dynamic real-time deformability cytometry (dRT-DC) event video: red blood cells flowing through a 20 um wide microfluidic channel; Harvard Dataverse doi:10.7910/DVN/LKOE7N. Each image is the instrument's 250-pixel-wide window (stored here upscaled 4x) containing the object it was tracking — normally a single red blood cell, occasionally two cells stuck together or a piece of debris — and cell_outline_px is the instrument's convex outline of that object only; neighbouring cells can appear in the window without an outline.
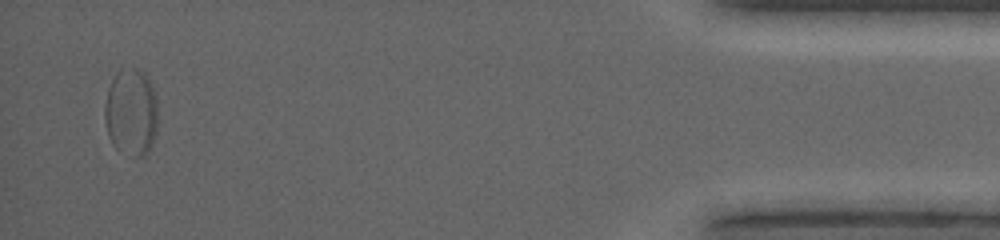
{"species": "common noctule bat (a hibernating species)", "species_latin": "Nyctalus noctula", "temperature_condition": "warm", "stored_images_in_passage": 58, "segment_of_instrument_passage": [2, 2], "camera_frame_rate_fps": 5000, "um_per_image_px": 0.085, "animal": {"sex": "female", "body_mass_g": 19.0, "forearm_length_mm": 53.3}, "frame": {"image": 1, "passage_image": 54, "time_ms": 9.0, "image_size_px": [1000, 240], "cell_outline_px": [[156, 132], [152, 144], [148, 152], [144, 156], [136, 156], [136, 72], [144, 72], [152, 88], [156, 104]], "centroid_in_image_um": [12.31, 9.77], "position_along_channel_um": 422.9, "area_um2": 10.17}}